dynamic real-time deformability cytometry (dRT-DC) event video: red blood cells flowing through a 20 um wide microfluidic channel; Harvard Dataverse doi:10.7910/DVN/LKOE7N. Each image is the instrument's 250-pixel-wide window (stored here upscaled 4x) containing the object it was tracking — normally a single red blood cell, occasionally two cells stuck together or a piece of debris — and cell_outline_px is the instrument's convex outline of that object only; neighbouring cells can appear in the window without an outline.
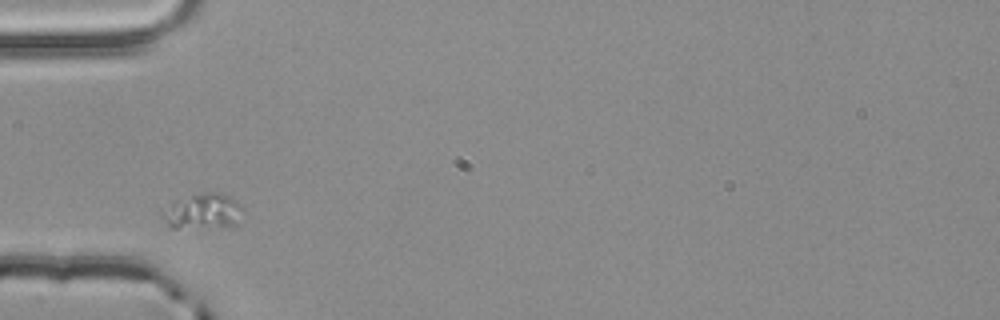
{"species": "common noctule bat (a hibernating species)", "species_latin": "Nyctalus noctula", "temperature_condition": "room temperature", "stored_images_in_passage": 1, "camera_frame_rate_fps": 3000, "um_per_image_px": 0.085, "animal": {"sex": "male", "body_mass_g": 20.4}, "frame": {"image": 1, "passage_image": 1, "time_ms": 0.0, "image_size_px": [1000, 320], "cell_outline_px": [[244, 208], [236, 228], [172, 228], [168, 224], [160, 212], [176, 200], [200, 192], [220, 192], [228, 196]], "centroid_in_image_um": [17.31, 18.0], "position_along_channel_um": 67.7, "area_um2": 17.05}}